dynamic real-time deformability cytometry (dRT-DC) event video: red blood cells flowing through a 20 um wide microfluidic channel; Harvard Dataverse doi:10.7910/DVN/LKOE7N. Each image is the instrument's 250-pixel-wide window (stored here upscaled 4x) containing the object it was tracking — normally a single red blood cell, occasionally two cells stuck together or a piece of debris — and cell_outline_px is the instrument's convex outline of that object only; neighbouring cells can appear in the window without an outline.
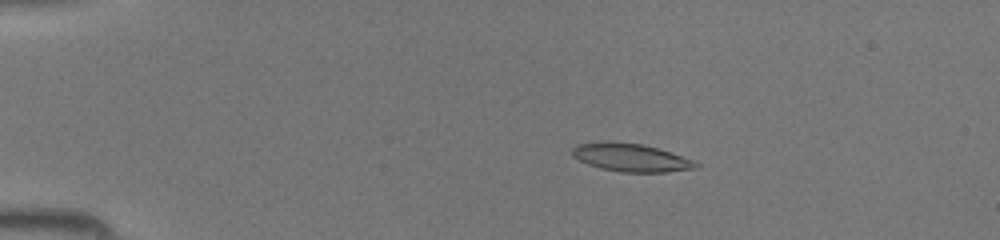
{"species": "common noctule bat (a hibernating species)", "species_latin": "Nyctalus noctula", "temperature_condition": "room temperature", "stored_images_in_passage": 44, "camera_frame_rate_fps": 3000, "um_per_image_px": 0.085, "animal": {"sex": "female", "body_mass_g": 19.5, "forearm_length_mm": 54.1}, "frame": {"image": 1, "passage_image": 8, "time_ms": 2.333, "image_size_px": [1000, 240], "cell_outline_px": [[700, 164], [696, 168], [668, 172], [620, 172], [600, 168], [588, 164], [572, 156], [572, 148], [576, 144], [600, 140], [644, 144], [692, 160]], "centroid_in_image_um": [53.55, 13.38], "position_along_channel_um": 31.4, "area_um2": 20.23}}
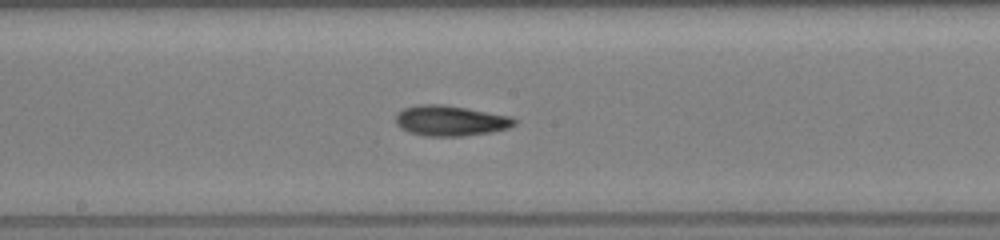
{"frame": {"image": 2, "passage_image": 24, "time_ms": 7.667, "image_size_px": [1000, 240], "cell_outline_px": [[516, 124], [508, 128], [492, 132], [464, 136], [424, 136], [408, 132], [400, 128], [396, 124], [396, 116], [404, 108], [416, 104], [444, 104], [512, 116], [516, 120]], "centroid_in_image_um": [38.29, 10.26], "position_along_channel_um": 209.9, "area_um2": 21.21}}
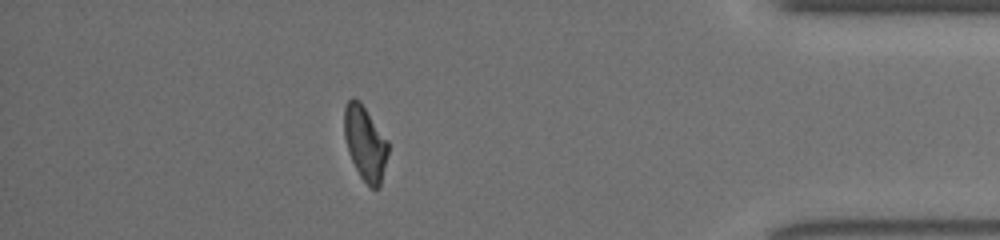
{"frame": {"image": 3, "passage_image": 39, "time_ms": 12.667, "image_size_px": [1000, 240], "cell_outline_px": [[388, 152], [380, 184], [376, 188], [372, 188], [360, 176], [348, 152], [344, 136], [344, 108], [348, 100], [352, 96], [360, 100], [388, 140]], "centroid_in_image_um": [31.02, 12.1], "position_along_channel_um": 404.2, "area_um2": 18.9}}